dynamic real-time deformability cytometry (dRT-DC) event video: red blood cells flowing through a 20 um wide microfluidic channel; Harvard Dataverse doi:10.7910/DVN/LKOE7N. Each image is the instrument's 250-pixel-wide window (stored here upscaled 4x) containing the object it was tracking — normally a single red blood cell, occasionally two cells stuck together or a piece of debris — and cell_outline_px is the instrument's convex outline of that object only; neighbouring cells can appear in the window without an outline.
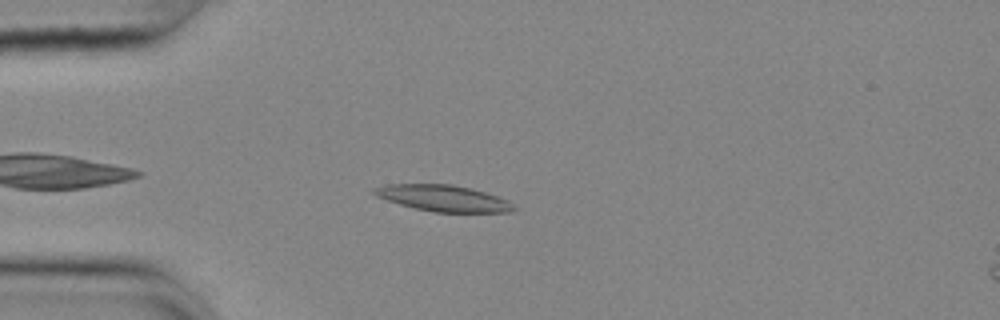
{"species": "common noctule bat (a hibernating species)", "species_latin": "Nyctalus noctula", "temperature_condition": "cold", "stored_images_in_passage": 45, "camera_frame_rate_fps": 3000, "um_per_image_px": 0.085, "animal": {"sex": "female", "body_mass_g": 25.1}, "frame": {"image": 1, "passage_image": 5, "time_ms": 1.333, "image_size_px": [1000, 320], "cell_outline_px": [[516, 208], [512, 212], [436, 212], [416, 208], [400, 204], [376, 196], [372, 192], [372, 188], [388, 184], [452, 184], [472, 188], [508, 200]], "centroid_in_image_um": [37.68, 16.84], "position_along_channel_um": 47.3, "area_um2": 21.21}}
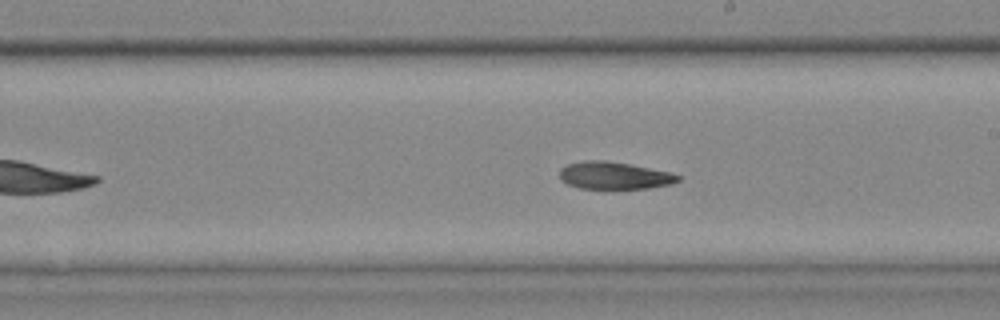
{"frame": {"image": 2, "passage_image": 22, "time_ms": 7.0, "image_size_px": [1000, 320], "cell_outline_px": [[680, 180], [672, 184], [648, 188], [580, 188], [568, 184], [560, 180], [560, 168], [568, 164], [584, 160], [604, 160], [628, 164], [668, 172], [680, 176]], "centroid_in_image_um": [52.18, 14.92], "position_along_channel_um": 236.8, "area_um2": 18.61}}
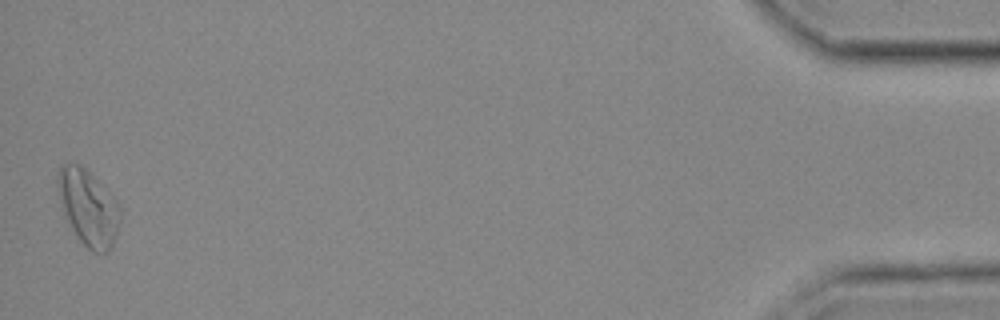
{"frame": {"image": 3, "passage_image": 45, "time_ms": 14.667, "image_size_px": [1000, 320], "cell_outline_px": [[120, 220], [112, 248], [108, 252], [92, 252], [80, 240], [72, 228], [60, 208], [56, 184], [56, 176], [60, 164], [80, 164], [120, 204]], "centroid_in_image_um": [7.47, 17.64], "position_along_channel_um": 427.7, "area_um2": 27.51}, "authors_computed_cell_mechanics": {"area_um2": 20.3456, "velocity_mm_per_s": 3.6482, "shape_relaxation_time_tau1_ms": 6.1502, "shape_relaxation_time_tau2_ms": null, "deformation_change_tau1": 0.141, "deformation_change_tau2": null}}